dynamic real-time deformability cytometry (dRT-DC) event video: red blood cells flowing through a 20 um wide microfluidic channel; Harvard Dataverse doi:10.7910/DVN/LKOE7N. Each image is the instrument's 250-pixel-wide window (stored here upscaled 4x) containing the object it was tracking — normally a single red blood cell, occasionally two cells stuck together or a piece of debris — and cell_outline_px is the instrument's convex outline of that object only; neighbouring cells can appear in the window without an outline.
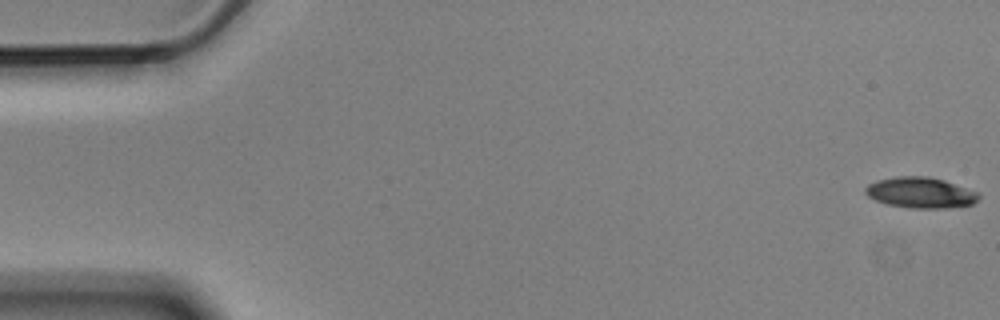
{"species": "Egyptian fruit bat (a non-hibernating species)", "species_latin": "Rousettus aegyptiacus", "temperature_condition": "cold", "stored_images_in_passage": 5, "camera_frame_rate_fps": 3000, "um_per_image_px": 0.085, "animal": {"sex": "male"}, "frame": {"image": 1, "passage_image": 1, "time_ms": 0.0, "image_size_px": [1000, 320], "cell_outline_px": [[980, 196], [972, 204], [948, 208], [908, 208], [888, 204], [876, 200], [868, 196], [864, 192], [864, 188], [868, 184], [880, 180], [896, 176], [928, 176], [944, 180], [980, 192]], "centroid_in_image_um": [78.26, 16.37], "position_along_channel_um": 6.7, "area_um2": 20.35}}
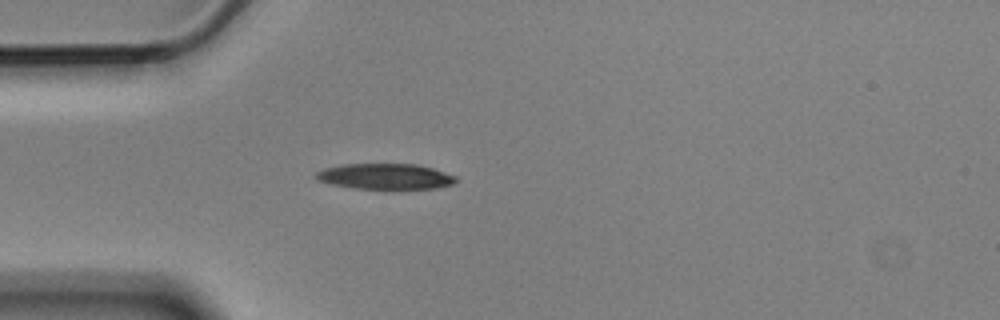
{"frame": {"image": 2, "passage_image": 5, "time_ms": 1.333, "image_size_px": [1000, 320], "cell_outline_px": [[456, 180], [452, 184], [436, 188], [400, 192], [352, 188], [332, 184], [316, 180], [312, 176], [316, 172], [324, 168], [340, 164], [416, 164], [432, 168], [456, 176]], "centroid_in_image_um": [32.73, 15.04], "position_along_channel_um": 52.3, "area_um2": 22.02}}